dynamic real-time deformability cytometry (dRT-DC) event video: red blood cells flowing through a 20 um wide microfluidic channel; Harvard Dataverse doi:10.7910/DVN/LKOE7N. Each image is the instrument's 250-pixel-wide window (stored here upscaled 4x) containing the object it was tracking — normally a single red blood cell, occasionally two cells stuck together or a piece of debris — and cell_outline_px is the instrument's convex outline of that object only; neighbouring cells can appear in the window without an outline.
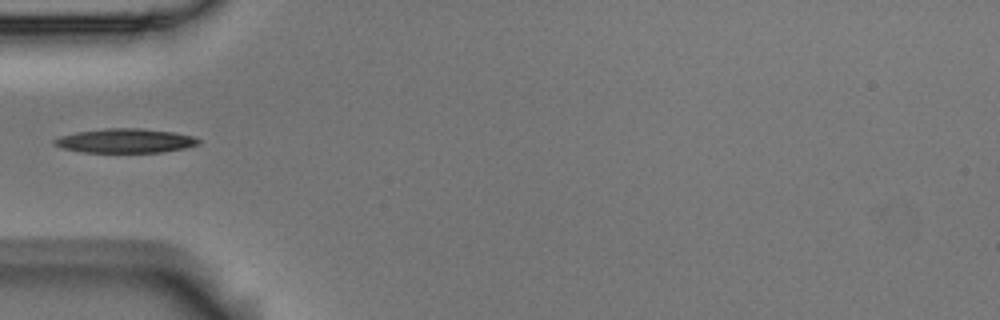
{"species": "Egyptian fruit bat (a non-hibernating species)", "species_latin": "Rousettus aegyptiacus", "temperature_condition": "room temperature", "stored_images_in_passage": 7, "camera_frame_rate_fps": 3000, "um_per_image_px": 0.085, "animal": {"sex": "male"}, "frame": {"image": 1, "passage_image": 4, "time_ms": 1.0, "image_size_px": [1000, 320], "cell_outline_px": [[200, 144], [184, 148], [160, 152], [84, 152], [64, 148], [52, 144], [52, 140], [60, 136], [76, 132], [104, 128], [140, 128], [172, 132], [192, 136], [200, 140]], "centroid_in_image_um": [10.62, 11.96], "position_along_channel_um": 74.4, "area_um2": 20.23}}
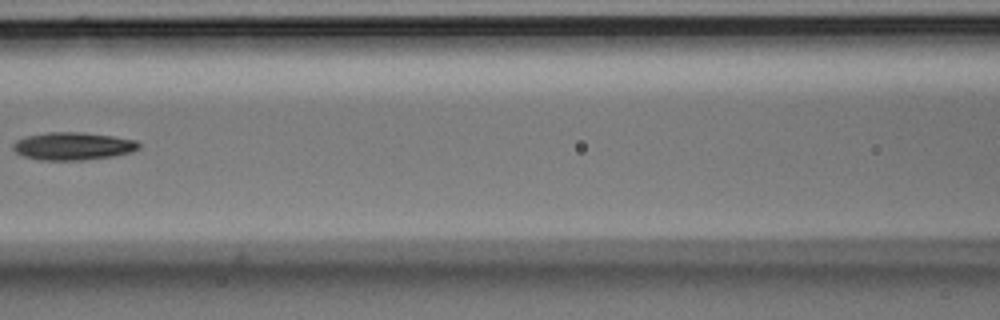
{"frame": {"image": 2, "passage_image": 6, "time_ms": 1.667, "image_size_px": [1000, 320], "cell_outline_px": [[140, 148], [132, 152], [112, 156], [84, 160], [40, 160], [24, 156], [16, 152], [12, 148], [12, 144], [16, 140], [28, 136], [48, 132], [84, 132], [112, 136], [136, 140], [140, 144]], "centroid_in_image_um": [6.21, 12.42], "position_along_channel_um": 160.4, "area_um2": 20.35}}
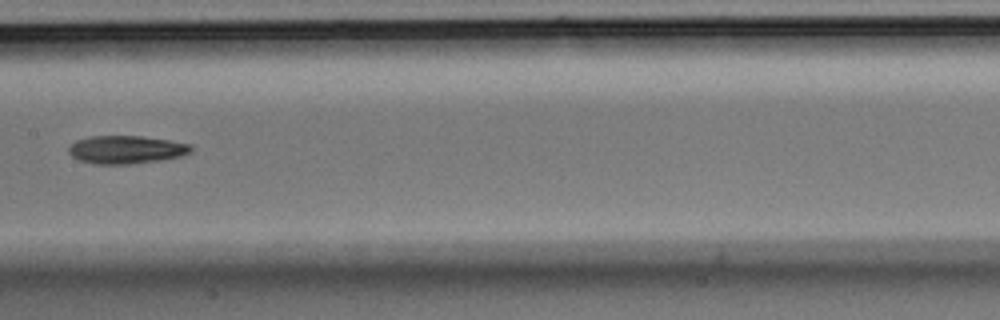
{"frame": {"image": 3, "passage_image": 7, "time_ms": 2.0, "image_size_px": [1000, 320], "cell_outline_px": [[192, 148], [188, 152], [180, 156], [160, 160], [132, 164], [96, 164], [80, 160], [72, 156], [68, 152], [68, 148], [76, 140], [88, 136], [144, 136], [192, 144]], "centroid_in_image_um": [10.7, 12.71], "position_along_channel_um": 196.7, "area_um2": 19.94}}